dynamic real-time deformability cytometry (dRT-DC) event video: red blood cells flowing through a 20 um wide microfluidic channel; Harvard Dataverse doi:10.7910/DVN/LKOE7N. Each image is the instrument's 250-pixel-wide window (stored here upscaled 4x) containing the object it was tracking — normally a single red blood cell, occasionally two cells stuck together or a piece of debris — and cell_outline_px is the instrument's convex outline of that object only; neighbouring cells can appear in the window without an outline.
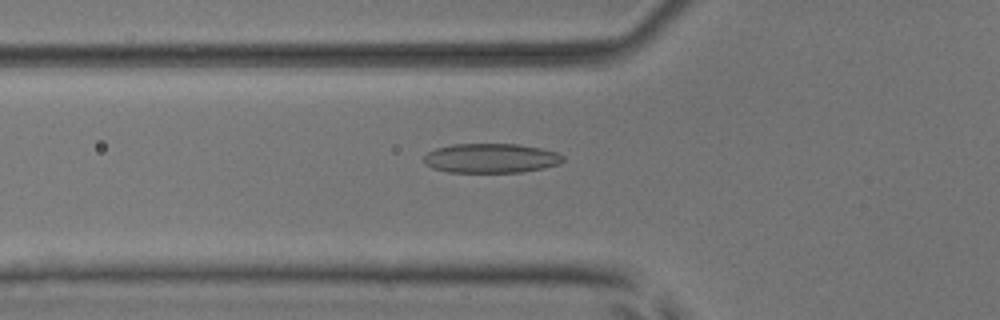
{"species": "common noctule bat (a hibernating species)", "species_latin": "Nyctalus noctula", "temperature_condition": "room temperature", "stored_images_in_passage": 53, "camera_frame_rate_fps": 3000, "um_per_image_px": 0.085, "animal": {"sex": "male", "body_mass_g": 17.9, "forearm_length_mm": 54.2}, "frame": {"image": 1, "passage_image": 19, "time_ms": 6.0, "image_size_px": [1000, 320], "cell_outline_px": [[564, 160], [560, 164], [544, 168], [520, 172], [448, 172], [432, 168], [424, 164], [424, 156], [428, 152], [436, 148], [452, 144], [516, 144], [540, 148], [560, 152], [564, 156]], "centroid_in_image_um": [41.75, 13.45], "position_along_channel_um": 84.0, "area_um2": 24.04}}
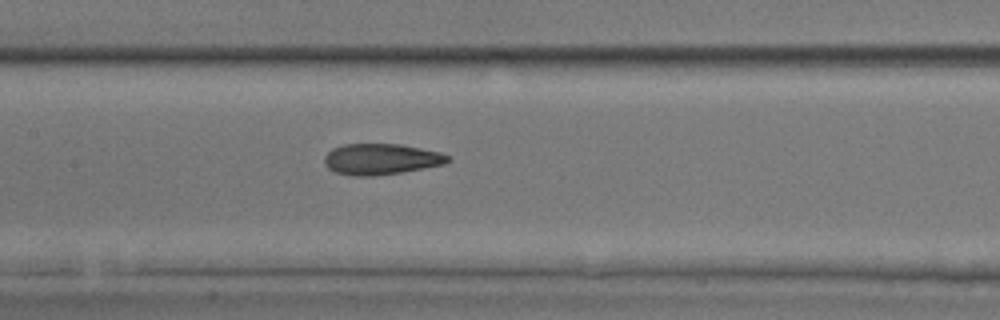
{"frame": {"image": 2, "passage_image": 26, "time_ms": 8.333, "image_size_px": [1000, 320], "cell_outline_px": [[452, 160], [444, 164], [400, 172], [372, 176], [352, 176], [336, 172], [328, 168], [324, 164], [324, 156], [332, 148], [344, 144], [400, 144], [440, 152], [452, 156]], "centroid_in_image_um": [32.39, 13.52], "position_along_channel_um": 175.0, "area_um2": 22.31}}
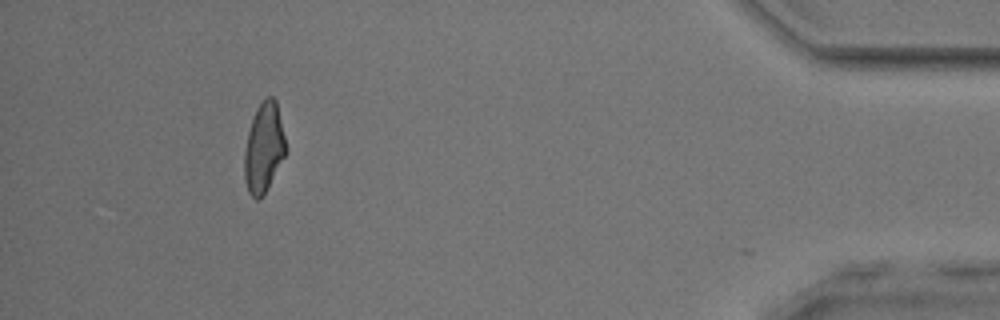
{"frame": {"image": 3, "passage_image": 49, "time_ms": 16.0, "image_size_px": [1000, 320], "cell_outline_px": [[288, 152], [264, 196], [260, 200], [256, 200], [248, 192], [244, 180], [244, 152], [248, 132], [256, 108], [268, 96], [272, 96], [276, 100], [288, 148]], "centroid_in_image_um": [22.45, 12.62], "position_along_channel_um": 412.7, "area_um2": 22.14}, "authors_computed_cell_mechanics": {"area_um2": 22.5998, "velocity_mm_per_s": 3.8772, "shape_relaxation_time_tau1_ms": 10.1052, "shape_relaxation_time_tau2_ms": 1.9419, "deformation_change_tau1": 0.2505, "deformation_change_tau2": 0.0915}}